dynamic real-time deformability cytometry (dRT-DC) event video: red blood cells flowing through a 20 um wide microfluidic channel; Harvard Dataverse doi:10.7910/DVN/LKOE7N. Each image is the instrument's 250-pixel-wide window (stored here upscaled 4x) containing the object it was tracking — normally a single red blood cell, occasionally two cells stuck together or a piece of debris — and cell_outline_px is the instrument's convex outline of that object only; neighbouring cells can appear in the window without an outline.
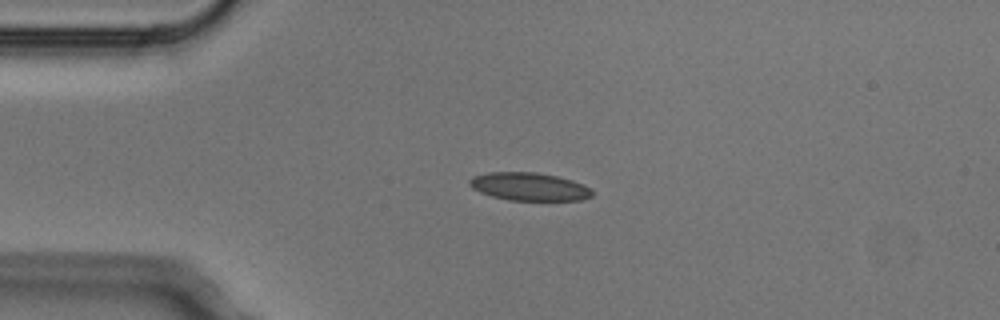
{"species": "Egyptian fruit bat (a non-hibernating species)", "species_latin": "Rousettus aegyptiacus", "temperature_condition": "cold", "stored_images_in_passage": 5, "camera_frame_rate_fps": 3000, "um_per_image_px": 0.085, "animal": {"sex": "male"}, "frame": {"image": 1, "passage_image": 3, "time_ms": 0.667, "image_size_px": [1000, 320], "cell_outline_px": [[592, 196], [580, 200], [508, 200], [492, 196], [480, 192], [472, 188], [468, 184], [468, 180], [472, 176], [488, 172], [536, 172], [556, 176], [572, 180], [584, 184], [592, 192]], "centroid_in_image_um": [44.94, 15.85], "position_along_channel_um": 40.1, "area_um2": 20.0}}
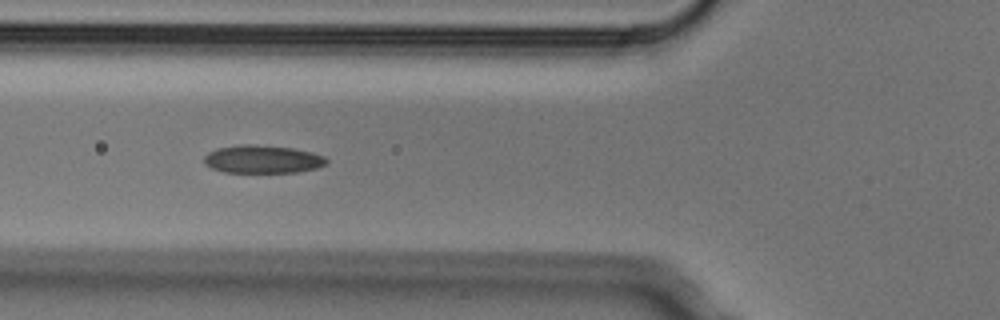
{"frame": {"image": 2, "passage_image": 5, "time_ms": 1.333, "image_size_px": [1000, 320], "cell_outline_px": [[328, 160], [324, 164], [316, 168], [296, 172], [224, 172], [212, 168], [204, 164], [204, 156], [208, 152], [216, 148], [240, 144], [256, 144], [292, 148], [312, 152], [324, 156]], "centroid_in_image_um": [22.28, 13.52], "position_along_channel_um": 103.5, "area_um2": 20.0}}